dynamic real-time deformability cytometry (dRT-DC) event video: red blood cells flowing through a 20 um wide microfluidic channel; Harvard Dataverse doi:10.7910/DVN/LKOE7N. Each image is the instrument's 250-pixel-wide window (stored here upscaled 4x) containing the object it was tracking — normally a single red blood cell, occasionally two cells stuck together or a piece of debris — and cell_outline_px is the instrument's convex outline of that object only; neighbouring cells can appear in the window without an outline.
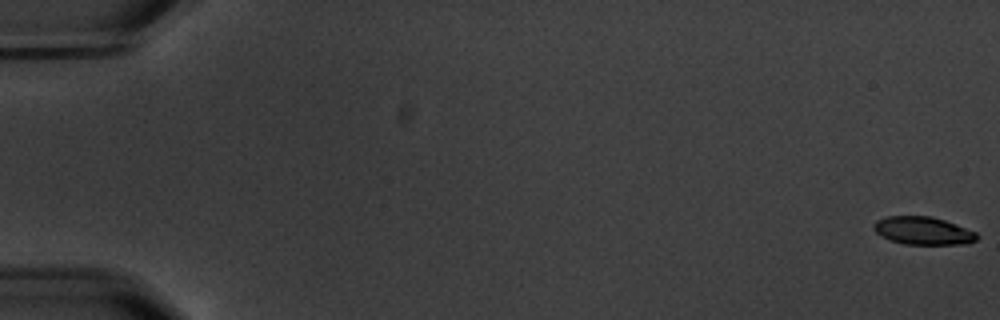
{"species": "common noctule bat (a hibernating species)", "species_latin": "Nyctalus noctula", "temperature_condition": "warm", "stored_images_in_passage": 4, "camera_frame_rate_fps": 3000, "um_per_image_px": 0.085, "animal": {"sex": "male", "body_mass_g": 20.1, "forearm_length_mm": 53.5}, "frame": {"image": 1, "passage_image": 1, "time_ms": 0.0, "image_size_px": [1000, 320], "cell_outline_px": [[980, 236], [976, 240], [968, 244], [904, 244], [880, 236], [872, 228], [872, 224], [876, 220], [888, 216], [932, 216], [944, 220], [976, 232]], "centroid_in_image_um": [78.45, 19.61], "position_along_channel_um": 6.6, "area_um2": 16.82}}
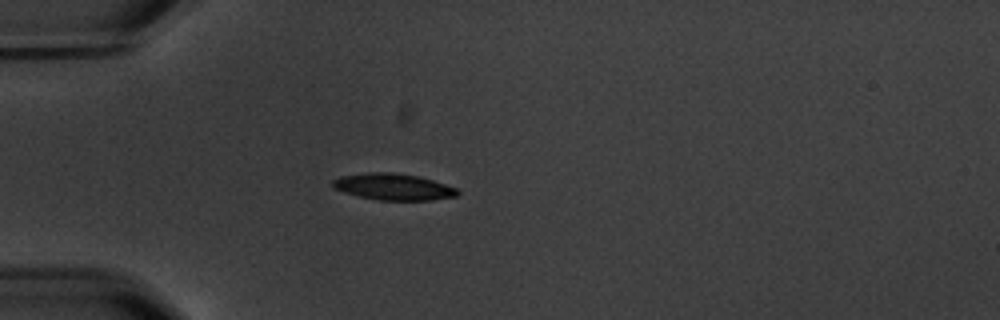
{"frame": {"image": 2, "passage_image": 4, "time_ms": 5.667, "image_size_px": [1000, 320], "cell_outline_px": [[460, 192], [456, 196], [432, 200], [380, 200], [360, 196], [344, 192], [332, 188], [332, 180], [340, 176], [368, 172], [392, 172], [416, 176], [432, 180], [456, 188]], "centroid_in_image_um": [33.4, 15.87], "position_along_channel_um": 51.6, "area_um2": 19.13}}